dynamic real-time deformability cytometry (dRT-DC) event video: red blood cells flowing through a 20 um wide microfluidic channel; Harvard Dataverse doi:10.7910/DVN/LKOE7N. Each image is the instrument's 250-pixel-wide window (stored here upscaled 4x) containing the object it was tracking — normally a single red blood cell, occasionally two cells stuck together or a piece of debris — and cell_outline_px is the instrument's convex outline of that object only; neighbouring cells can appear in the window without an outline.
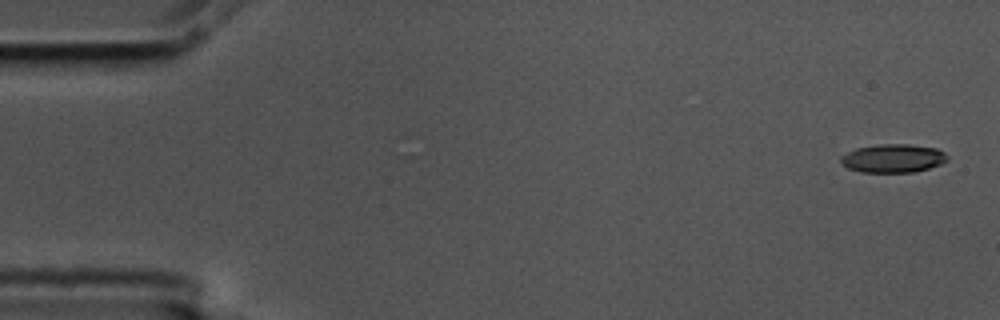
{"species": "common noctule bat (a hibernating species)", "species_latin": "Nyctalus noctula", "temperature_condition": "cold", "stored_images_in_passage": 5, "camera_frame_rate_fps": 3000, "um_per_image_px": 0.085, "animal": {"sex": "male", "body_mass_g": 17.5, "forearm_length_mm": 52.3}, "frame": {"image": 1, "passage_image": 1, "time_ms": 0.0, "image_size_px": [1000, 320], "cell_outline_px": [[948, 160], [940, 164], [928, 168], [912, 172], [860, 172], [848, 168], [840, 164], [840, 156], [856, 148], [880, 144], [908, 144], [936, 148], [944, 152], [948, 156]], "centroid_in_image_um": [75.88, 13.45], "position_along_channel_um": 9.1, "area_um2": 17.69}}
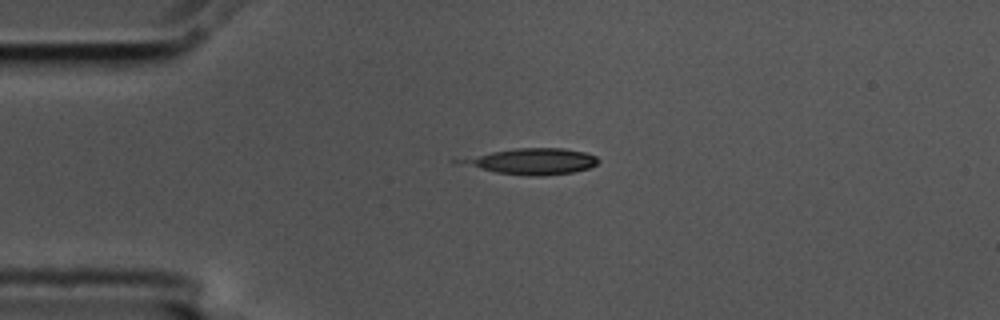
{"frame": {"image": 2, "passage_image": 4, "time_ms": 1.0, "image_size_px": [1000, 320], "cell_outline_px": [[600, 160], [596, 164], [588, 168], [572, 172], [540, 176], [532, 176], [496, 172], [448, 160], [492, 152], [516, 148], [564, 148], [584, 152], [596, 156]], "centroid_in_image_um": [45.21, 13.7], "position_along_channel_um": 39.8, "area_um2": 20.63}}